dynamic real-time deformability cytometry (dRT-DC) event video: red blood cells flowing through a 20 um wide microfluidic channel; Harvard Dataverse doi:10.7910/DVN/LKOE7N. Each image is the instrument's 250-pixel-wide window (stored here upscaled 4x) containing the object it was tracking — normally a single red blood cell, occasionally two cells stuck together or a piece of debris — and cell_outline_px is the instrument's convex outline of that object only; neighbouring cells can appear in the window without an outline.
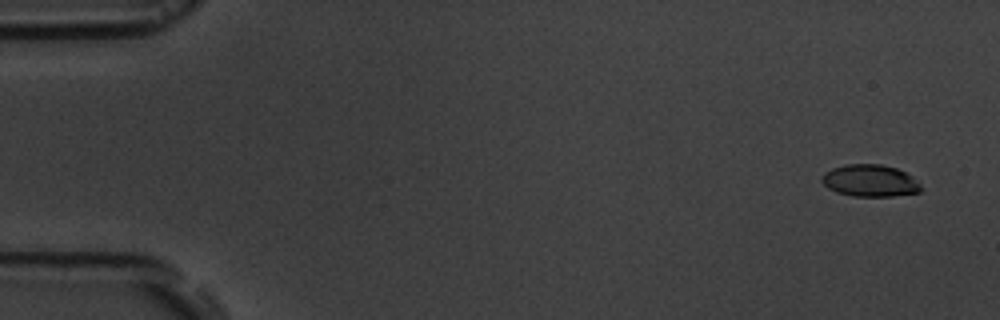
{"species": "common noctule bat (a hibernating species)", "species_latin": "Nyctalus noctula", "temperature_condition": "room temperature", "stored_images_in_passage": 4, "camera_frame_rate_fps": 3000, "um_per_image_px": 0.085, "animal": {"sex": "male", "body_mass_g": 19.5, "forearm_length_mm": 54.6}, "frame": {"image": 1, "passage_image": 1, "time_ms": 0.0, "image_size_px": [1000, 320], "cell_outline_px": [[920, 192], [892, 196], [852, 196], [836, 192], [828, 188], [820, 180], [820, 176], [824, 172], [832, 168], [844, 164], [880, 164], [896, 168], [912, 176], [920, 184]], "centroid_in_image_um": [73.9, 15.35], "position_along_channel_um": 11.1, "area_um2": 18.55}}
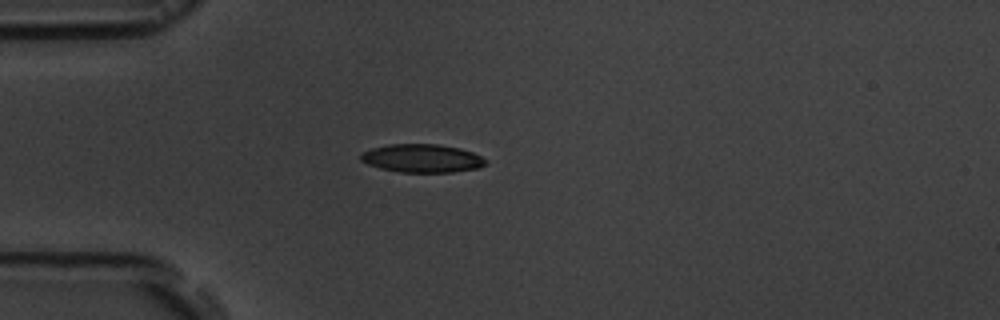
{"frame": {"image": 2, "passage_image": 4, "time_ms": 4.333, "image_size_px": [1000, 320], "cell_outline_px": [[488, 160], [480, 168], [452, 172], [400, 172], [380, 168], [368, 164], [360, 160], [360, 152], [372, 148], [388, 144], [440, 144], [460, 148], [472, 152]], "centroid_in_image_um": [35.86, 13.45], "position_along_channel_um": 49.1, "area_um2": 20.69}}